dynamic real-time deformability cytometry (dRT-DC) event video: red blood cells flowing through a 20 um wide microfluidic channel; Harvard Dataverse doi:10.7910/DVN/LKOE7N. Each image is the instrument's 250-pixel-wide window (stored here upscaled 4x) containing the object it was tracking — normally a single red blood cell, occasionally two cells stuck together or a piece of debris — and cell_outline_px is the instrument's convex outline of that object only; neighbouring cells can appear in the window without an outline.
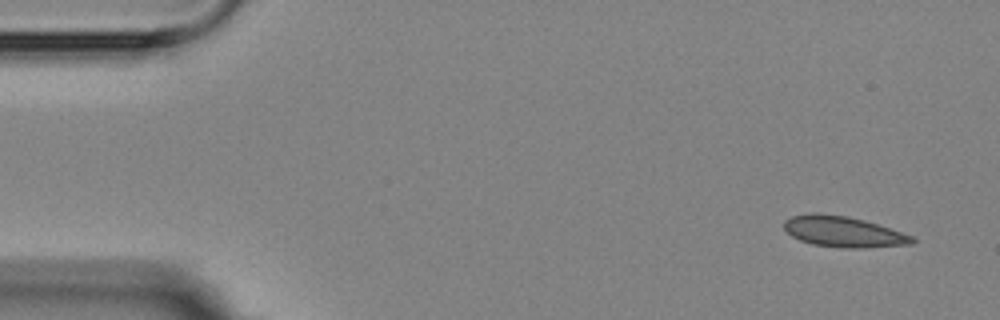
{"species": "Egyptian fruit bat (a non-hibernating species)", "species_latin": "Rousettus aegyptiacus", "temperature_condition": "room temperature", "stored_images_in_passage": 5, "camera_frame_rate_fps": 3000, "um_per_image_px": 0.085, "animal": {"sex": "female"}, "frame": {"image": 1, "passage_image": 1, "time_ms": 0.0, "image_size_px": [1000, 320], "cell_outline_px": [[916, 240], [912, 244], [864, 248], [844, 248], [812, 244], [800, 240], [792, 236], [784, 228], [784, 220], [792, 216], [812, 212], [820, 212], [848, 216], [864, 220], [912, 236]], "centroid_in_image_um": [71.65, 19.68], "position_along_channel_um": 13.4, "area_um2": 22.95}}
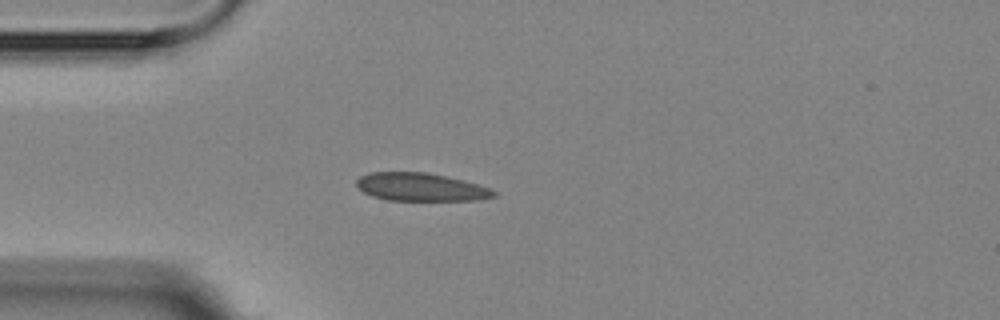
{"frame": {"image": 2, "passage_image": 4, "time_ms": 3.667, "image_size_px": [1000, 320], "cell_outline_px": [[496, 196], [480, 200], [388, 200], [372, 196], [364, 192], [356, 184], [356, 180], [360, 176], [368, 172], [428, 172], [448, 176], [464, 180], [488, 188], [496, 192]], "centroid_in_image_um": [35.76, 15.89], "position_along_channel_um": 49.2, "area_um2": 22.43}}